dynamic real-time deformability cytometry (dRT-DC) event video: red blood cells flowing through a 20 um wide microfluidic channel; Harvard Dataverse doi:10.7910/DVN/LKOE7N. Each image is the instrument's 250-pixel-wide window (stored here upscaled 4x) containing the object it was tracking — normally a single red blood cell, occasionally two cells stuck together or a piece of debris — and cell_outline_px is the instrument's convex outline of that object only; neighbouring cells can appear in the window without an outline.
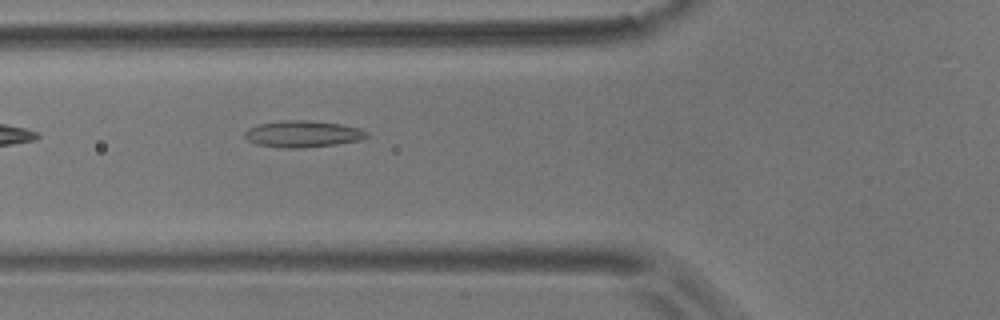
{"species": "common noctule bat (a hibernating species)", "species_latin": "Nyctalus noctula", "temperature_condition": "room temperature", "stored_images_in_passage": 6, "camera_frame_rate_fps": 3000, "um_per_image_px": 0.085, "animal": {"sex": "male", "body_mass_g": 17.9}, "frame": {"image": 1, "passage_image": 6, "time_ms": 5.667, "image_size_px": [1000, 320], "cell_outline_px": [[368, 136], [360, 140], [336, 144], [300, 148], [284, 148], [256, 144], [248, 140], [244, 136], [244, 132], [248, 128], [260, 124], [284, 120], [308, 120], [340, 124], [360, 128], [368, 132]], "centroid_in_image_um": [25.73, 11.38], "position_along_channel_um": 100.1, "area_um2": 18.84}}